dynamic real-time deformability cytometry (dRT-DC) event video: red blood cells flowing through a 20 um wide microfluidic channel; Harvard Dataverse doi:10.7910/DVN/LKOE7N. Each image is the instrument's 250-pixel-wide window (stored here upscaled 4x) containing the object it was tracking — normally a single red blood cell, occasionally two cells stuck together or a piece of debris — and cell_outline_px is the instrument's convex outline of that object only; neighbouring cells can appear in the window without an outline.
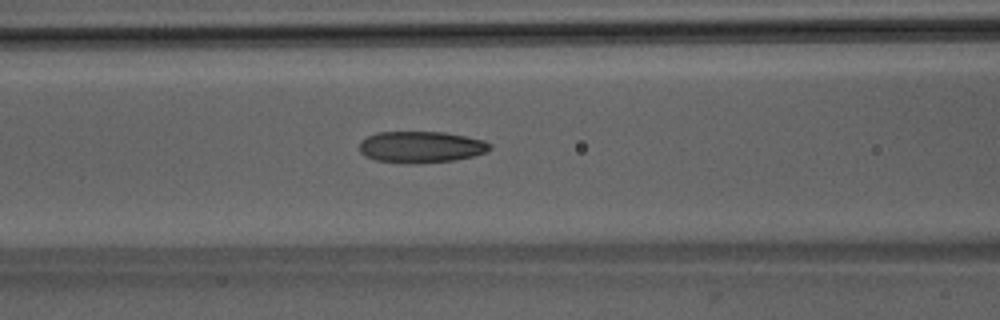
{"species": "Egyptian fruit bat (a non-hibernating species)", "species_latin": "Rousettus aegyptiacus", "temperature_condition": "room temperature", "stored_images_in_passage": 48, "camera_frame_rate_fps": 3000, "um_per_image_px": 0.085, "animal": {"sex": "male"}, "frame": {"image": 1, "passage_image": 22, "time_ms": 7.0, "image_size_px": [1000, 320], "cell_outline_px": [[492, 148], [488, 152], [472, 156], [452, 160], [416, 164], [376, 160], [364, 156], [360, 152], [360, 140], [376, 132], [444, 132], [484, 140], [492, 144]], "centroid_in_image_um": [35.79, 12.49], "position_along_channel_um": 130.8, "area_um2": 23.99}}
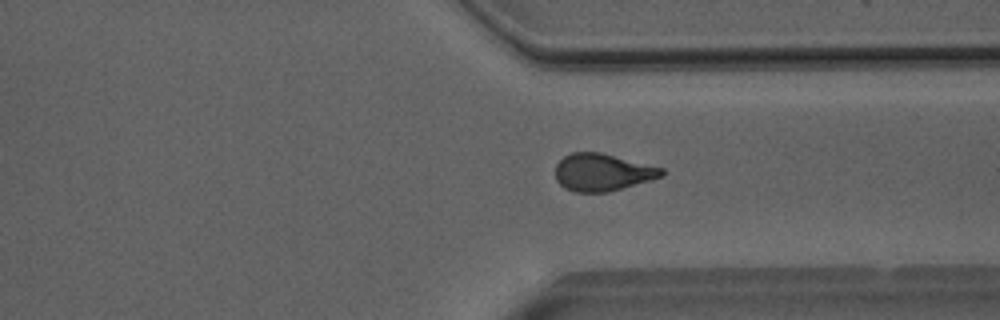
{"frame": {"image": 2, "passage_image": 39, "time_ms": 12.667, "image_size_px": [1000, 320], "cell_outline_px": [[664, 176], [608, 192], [576, 192], [564, 188], [556, 180], [556, 164], [564, 156], [572, 152], [600, 152], [664, 168]], "centroid_in_image_um": [51.2, 14.64], "position_along_channel_um": 360.2, "area_um2": 23.06}}
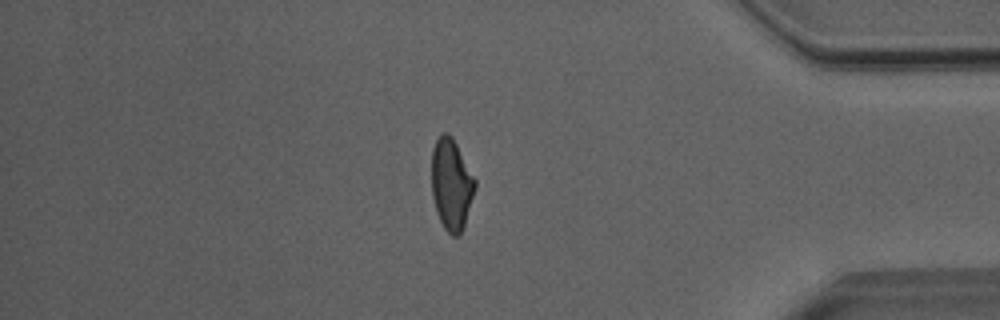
{"frame": {"image": 3, "passage_image": 44, "time_ms": 14.333, "image_size_px": [1000, 320], "cell_outline_px": [[476, 188], [464, 228], [460, 236], [452, 236], [444, 228], [436, 212], [432, 196], [432, 148], [436, 140], [444, 132], [448, 132], [452, 136], [476, 180]], "centroid_in_image_um": [38.37, 15.7], "position_along_channel_um": 396.8, "area_um2": 23.29}, "authors_computed_cell_mechanics": {"area_um2": 24.0159, "velocity_mm_per_s": 4.0468, "shape_relaxation_time_tau1_ms": 5.9957, "shape_relaxation_time_tau2_ms": 1.8808, "deformation_change_tau1": 0.2007, "deformation_change_tau2": 0.0986}}